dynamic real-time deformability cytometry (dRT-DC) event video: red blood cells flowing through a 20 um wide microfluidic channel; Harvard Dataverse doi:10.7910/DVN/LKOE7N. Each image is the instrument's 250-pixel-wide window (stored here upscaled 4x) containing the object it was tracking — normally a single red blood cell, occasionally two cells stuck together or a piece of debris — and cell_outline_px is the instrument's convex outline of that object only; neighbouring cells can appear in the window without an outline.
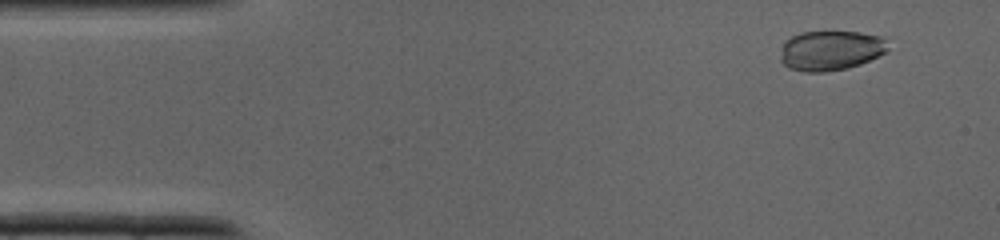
{"species": "common noctule bat (a hibernating species)", "species_latin": "Nyctalus noctula", "temperature_condition": "cold", "stored_images_in_passage": 37, "camera_frame_rate_fps": 3000, "um_per_image_px": 0.085, "animal": {"sex": "male", "body_mass_g": 19.0, "forearm_length_mm": 50.8}, "frame": {"image": 1, "passage_image": 3, "time_ms": 0.667, "image_size_px": [1000, 240], "cell_outline_px": [[888, 52], [860, 64], [848, 68], [824, 72], [804, 72], [788, 68], [780, 60], [780, 56], [784, 44], [792, 36], [800, 32], [860, 32], [880, 36], [884, 40], [888, 48]], "centroid_in_image_um": [70.61, 4.3], "position_along_channel_um": 14.4, "area_um2": 24.91}}
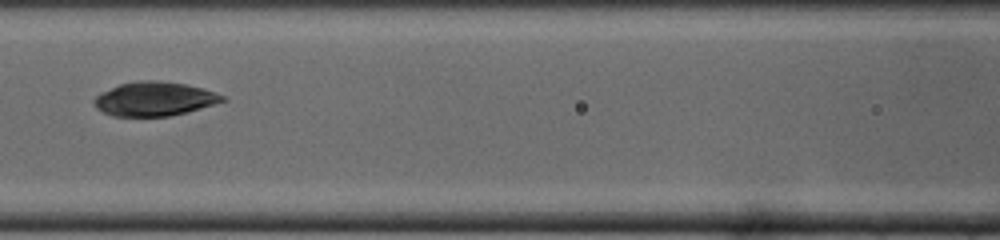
{"frame": {"image": 2, "passage_image": 16, "time_ms": 5.0, "image_size_px": [1000, 240], "cell_outline_px": [[228, 100], [188, 112], [168, 116], [112, 116], [96, 108], [92, 100], [96, 96], [120, 84], [140, 80], [156, 80], [184, 84], [200, 88], [224, 96]], "centroid_in_image_um": [13.12, 8.42], "position_along_channel_um": 153.5, "area_um2": 25.14}}
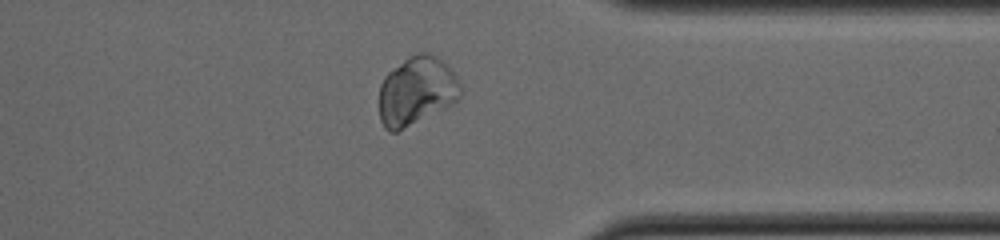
{"frame": {"image": 3, "passage_image": 29, "time_ms": 9.333, "image_size_px": [1000, 240], "cell_outline_px": [[464, 92], [452, 104], [396, 132], [388, 132], [384, 128], [380, 120], [380, 84], [384, 76], [388, 72], [408, 56], [416, 52], [428, 52], [436, 56], [452, 68], [460, 80]], "centroid_in_image_um": [35.43, 7.7], "position_along_channel_um": 376.0, "area_um2": 32.83}}